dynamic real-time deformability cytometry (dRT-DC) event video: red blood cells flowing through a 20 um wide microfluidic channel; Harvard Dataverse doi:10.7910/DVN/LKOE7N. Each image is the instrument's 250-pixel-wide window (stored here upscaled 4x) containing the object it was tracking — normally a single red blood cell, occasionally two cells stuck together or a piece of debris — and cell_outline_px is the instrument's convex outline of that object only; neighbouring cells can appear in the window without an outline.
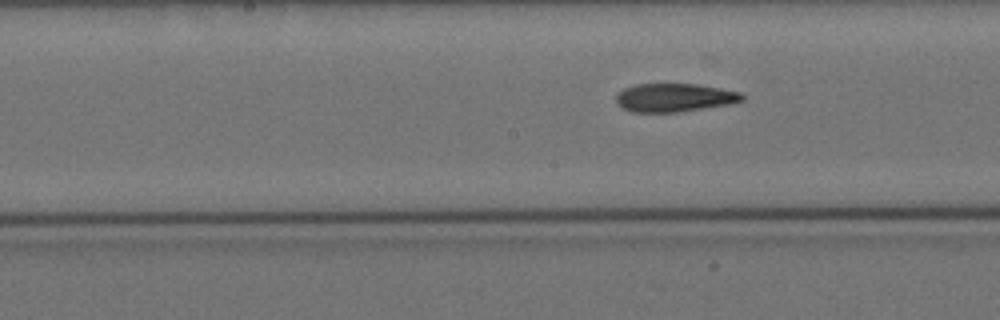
{"species": "Egyptian fruit bat (a non-hibernating species)", "species_latin": "Rousettus aegyptiacus", "temperature_condition": "cold", "stored_images_in_passage": 6, "camera_frame_rate_fps": 3000, "um_per_image_px": 0.085, "animal": {"sex": "female"}, "frame": {"image": 1, "passage_image": 6, "time_ms": 6.667, "image_size_px": [1000, 320], "cell_outline_px": [[744, 100], [732, 104], [676, 112], [632, 112], [620, 108], [616, 104], [616, 96], [624, 88], [636, 84], [696, 84], [720, 88], [740, 92], [744, 96]], "centroid_in_image_um": [57.31, 8.3], "position_along_channel_um": 190.9, "area_um2": 20.92}}